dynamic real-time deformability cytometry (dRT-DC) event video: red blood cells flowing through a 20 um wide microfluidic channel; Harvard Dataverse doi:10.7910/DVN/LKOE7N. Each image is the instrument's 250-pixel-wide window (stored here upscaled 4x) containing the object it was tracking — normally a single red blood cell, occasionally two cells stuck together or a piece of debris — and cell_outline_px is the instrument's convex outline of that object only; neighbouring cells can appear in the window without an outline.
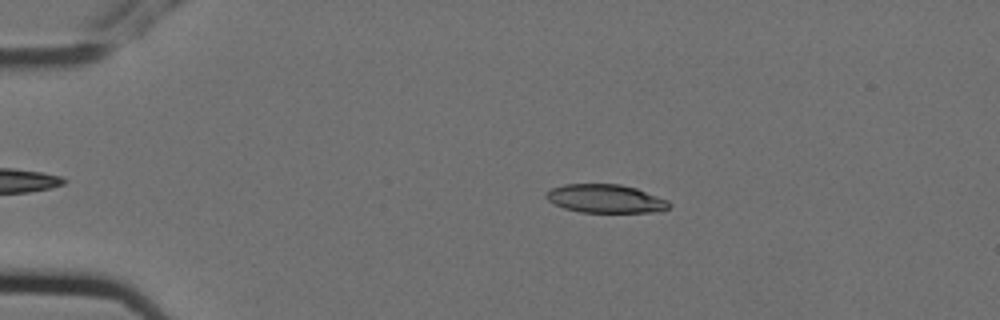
{"species": "Egyptian fruit bat (a non-hibernating species)", "species_latin": "Rousettus aegyptiacus", "temperature_condition": "cold", "stored_images_in_passage": 4, "camera_frame_rate_fps": 3000, "um_per_image_px": 0.085, "animal": {"sex": "female"}, "frame": {"image": 1, "passage_image": 2, "time_ms": 0.333, "image_size_px": [1000, 320], "cell_outline_px": [[672, 204], [668, 208], [660, 212], [580, 212], [564, 208], [548, 200], [544, 196], [552, 188], [564, 184], [620, 184], [636, 188], [668, 200]], "centroid_in_image_um": [51.5, 16.89], "position_along_channel_um": 33.5, "area_um2": 20.35}}
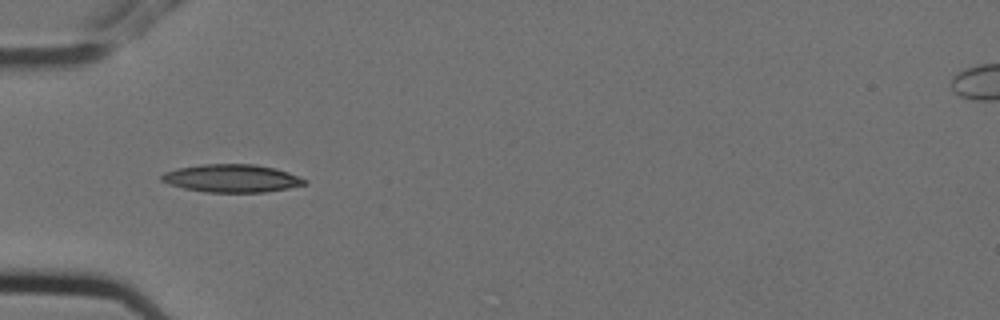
{"frame": {"image": 2, "passage_image": 4, "time_ms": 1.0, "image_size_px": [1000, 320], "cell_outline_px": [[308, 184], [288, 188], [264, 192], [204, 192], [184, 188], [168, 184], [160, 180], [160, 176], [164, 172], [176, 168], [200, 164], [256, 164], [276, 168], [288, 172], [308, 180]], "centroid_in_image_um": [19.69, 15.15], "position_along_channel_um": 65.3, "area_um2": 23.47}}